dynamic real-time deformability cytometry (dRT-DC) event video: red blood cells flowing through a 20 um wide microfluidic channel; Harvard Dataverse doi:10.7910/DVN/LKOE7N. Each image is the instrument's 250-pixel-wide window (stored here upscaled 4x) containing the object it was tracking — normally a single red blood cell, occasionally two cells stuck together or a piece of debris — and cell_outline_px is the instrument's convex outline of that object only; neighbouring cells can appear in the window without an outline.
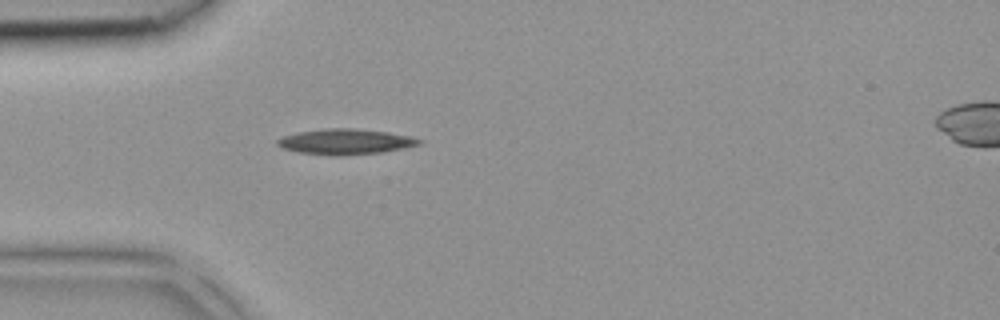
{"species": "common noctule bat (a hibernating species)", "species_latin": "Nyctalus noctula", "temperature_condition": "room temperature", "stored_images_in_passage": 31, "camera_frame_rate_fps": 3000, "um_per_image_px": 0.085, "animal": {"sex": "female", "body_mass_g": 18.4}, "frame": {"image": 1, "passage_image": 1, "time_ms": 0.0, "image_size_px": [1000, 320], "cell_outline_px": [[424, 140], [420, 144], [404, 148], [384, 152], [340, 156], [296, 152], [280, 148], [276, 144], [276, 140], [284, 136], [296, 132], [324, 128], [356, 128], [388, 132], [412, 136]], "centroid_in_image_um": [29.36, 12.04], "position_along_channel_um": 55.6, "area_um2": 21.39}}
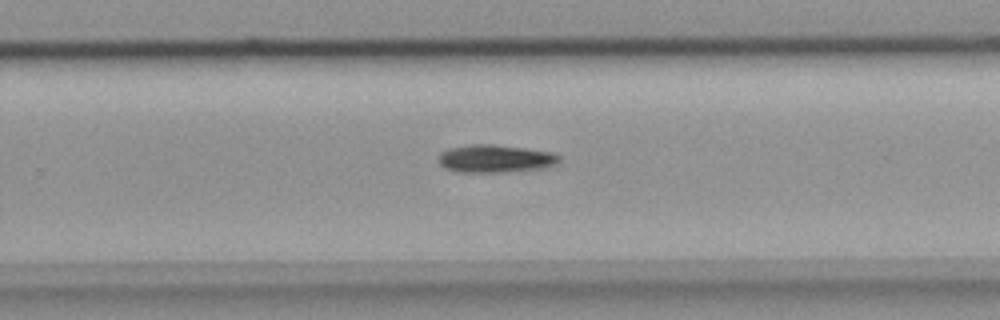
{"frame": {"image": 2, "passage_image": 16, "time_ms": 5.0, "image_size_px": [1000, 320], "cell_outline_px": [[560, 160], [556, 164], [548, 168], [496, 172], [456, 172], [444, 168], [440, 164], [436, 156], [440, 152], [448, 148], [472, 144], [496, 144], [556, 152], [560, 156]], "centroid_in_image_um": [42.1, 13.47], "position_along_channel_um": 287.7, "area_um2": 20.0}}
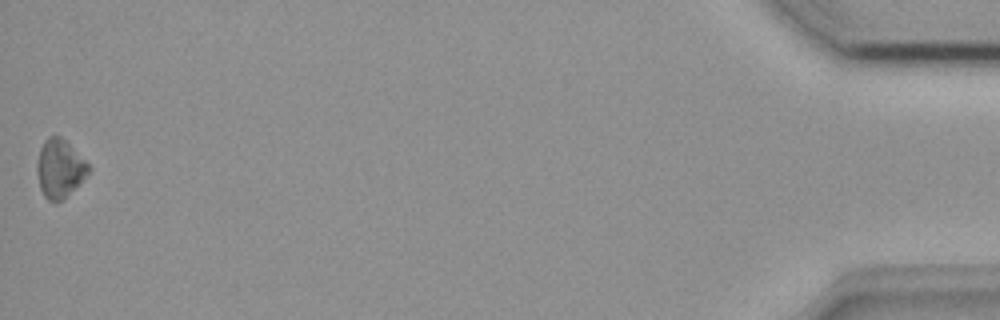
{"frame": {"image": 3, "passage_image": 31, "time_ms": 10.0, "image_size_px": [1000, 320], "cell_outline_px": [[92, 168], [56, 204], [48, 200], [44, 196], [40, 188], [36, 172], [36, 164], [40, 148], [44, 140], [48, 136], [60, 136]], "centroid_in_image_um": [5.0, 14.31], "position_along_channel_um": 430.2, "area_um2": 16.94}}